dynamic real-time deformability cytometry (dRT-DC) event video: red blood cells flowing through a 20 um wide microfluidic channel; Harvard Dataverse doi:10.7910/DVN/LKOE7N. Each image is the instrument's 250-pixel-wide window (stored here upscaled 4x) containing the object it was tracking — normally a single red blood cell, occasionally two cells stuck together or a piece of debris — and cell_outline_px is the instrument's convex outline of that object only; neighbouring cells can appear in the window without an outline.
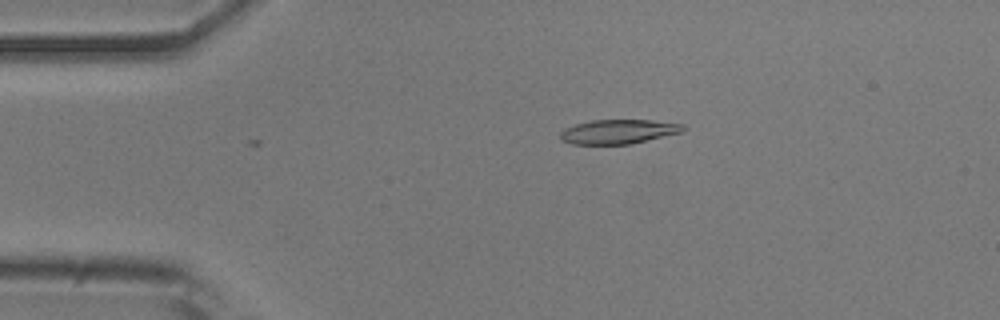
{"species": "common noctule bat (a hibernating species)", "species_latin": "Nyctalus noctula", "temperature_condition": "room temperature", "stored_images_in_passage": 2, "camera_frame_rate_fps": 3000, "um_per_image_px": 0.085, "animal": {"sex": "male", "body_mass_g": 20.5, "forearm_length_mm": 52.5}, "frame": {"image": 1, "passage_image": 2, "time_ms": 0.333, "image_size_px": [1000, 320], "cell_outline_px": [[684, 128], [680, 132], [632, 144], [572, 144], [560, 140], [560, 132], [564, 128], [576, 124], [592, 120], [652, 120], [684, 124]], "centroid_in_image_um": [52.52, 11.19], "position_along_channel_um": 32.5, "area_um2": 17.34}}